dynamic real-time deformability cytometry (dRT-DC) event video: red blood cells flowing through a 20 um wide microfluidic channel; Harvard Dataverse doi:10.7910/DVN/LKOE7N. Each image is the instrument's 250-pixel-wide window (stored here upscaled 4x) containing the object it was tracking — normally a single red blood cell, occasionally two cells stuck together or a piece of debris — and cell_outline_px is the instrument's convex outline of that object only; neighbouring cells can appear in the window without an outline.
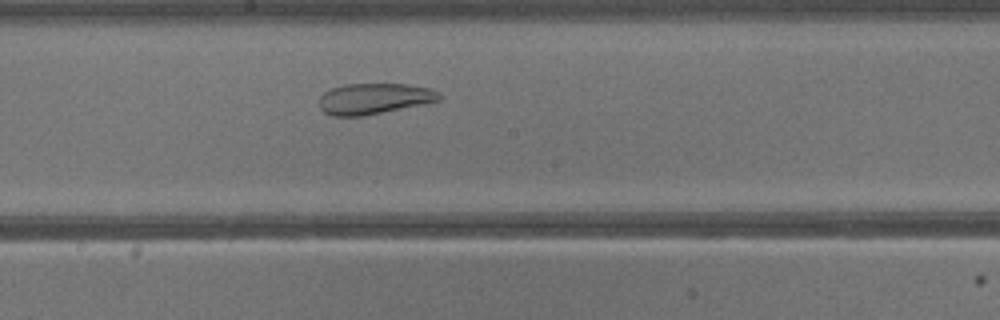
{"species": "common noctule bat (a hibernating species)", "species_latin": "Nyctalus noctula", "temperature_condition": "warm", "stored_images_in_passage": 32, "camera_frame_rate_fps": 3000, "um_per_image_px": 0.085, "animal": {"sex": "male", "body_mass_g": 13.3}, "frame": {"image": 1, "passage_image": 14, "time_ms": 4.333, "image_size_px": [1000, 320], "cell_outline_px": [[444, 96], [440, 100], [364, 116], [332, 116], [324, 112], [320, 108], [320, 96], [324, 92], [332, 88], [344, 84], [408, 84], [428, 88], [440, 92]], "centroid_in_image_um": [31.8, 8.38], "position_along_channel_um": 216.4, "area_um2": 21.56}}
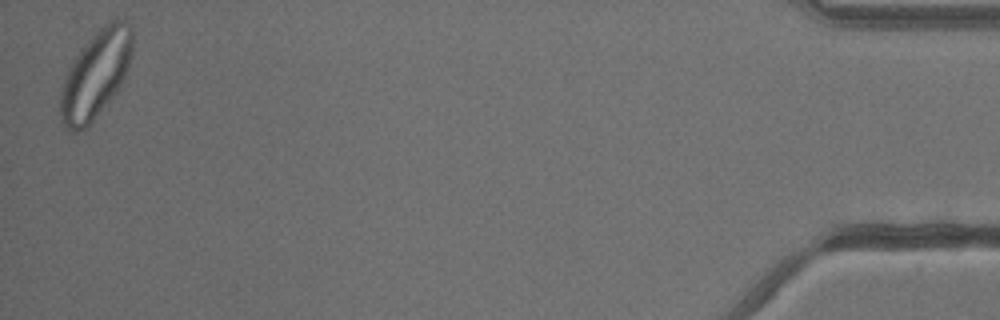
{"frame": {"image": 2, "passage_image": 32, "time_ms": 10.333, "image_size_px": [1000, 320], "cell_outline_px": [[132, 52], [128, 68], [120, 88], [92, 120], [84, 128], [76, 132], [68, 132], [64, 128], [60, 120], [60, 88], [68, 68], [72, 60], [88, 40], [100, 28], [112, 20], [124, 20], [132, 24]], "centroid_in_image_um": [8.12, 6.35], "position_along_channel_um": 427.1, "area_um2": 36.76}}